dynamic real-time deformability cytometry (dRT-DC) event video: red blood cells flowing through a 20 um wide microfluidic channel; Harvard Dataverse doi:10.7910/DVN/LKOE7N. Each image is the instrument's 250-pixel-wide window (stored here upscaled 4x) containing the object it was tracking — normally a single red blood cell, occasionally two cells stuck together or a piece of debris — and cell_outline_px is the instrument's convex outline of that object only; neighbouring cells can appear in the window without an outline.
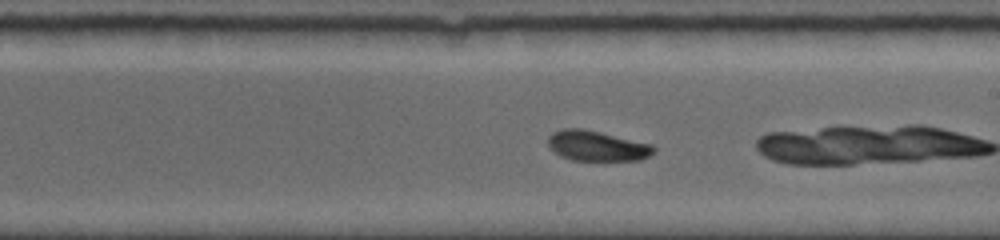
{"species": "common noctule bat (a hibernating species)", "species_latin": "Nyctalus noctula", "temperature_condition": "room temperature", "stored_images_in_passage": 26, "camera_frame_rate_fps": 5000, "um_per_image_px": 0.085, "animal": {"sex": "female", "body_mass_g": 19.0, "forearm_length_mm": 56.7}, "frame": {"image": 1, "passage_image": 13, "time_ms": 5.0, "image_size_px": [1000, 240], "cell_outline_px": [[656, 148], [648, 156], [640, 160], [572, 160], [560, 156], [548, 148], [548, 136], [552, 132], [564, 128], [584, 128], [652, 144]], "centroid_in_image_um": [50.69, 12.39], "position_along_channel_um": 238.3, "area_um2": 18.73}, "authors_computed_cell_mechanics": {"area_um2": 18.4671, "velocity_mm_per_s": 3.8739, "shape_relaxation_time_tau1_ms": 4.199, "shape_relaxation_time_tau2_ms": 8.543, "deformation_change_tau1": 0.1402, "deformation_change_tau2": 0.1426}}